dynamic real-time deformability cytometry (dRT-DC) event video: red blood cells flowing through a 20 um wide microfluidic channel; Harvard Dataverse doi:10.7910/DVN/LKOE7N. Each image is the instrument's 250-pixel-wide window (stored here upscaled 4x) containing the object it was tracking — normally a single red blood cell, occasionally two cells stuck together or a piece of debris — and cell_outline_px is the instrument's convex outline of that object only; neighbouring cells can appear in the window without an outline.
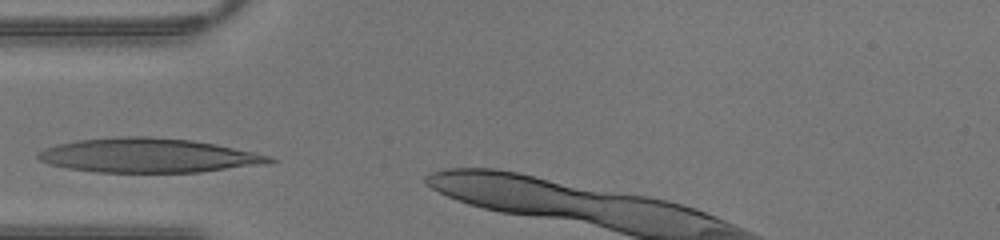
{"species": "human", "species_latin": "Homo sapiens", "temperature_condition": "warm", "stored_images_in_passage": 7, "camera_frame_rate_fps": 3000, "um_per_image_px": 0.085, "donor": {"sex": "male"}, "frame": {"image": 1, "passage_image": 2, "time_ms": 0.333, "image_size_px": [1000, 240], "cell_outline_px": [[280, 160], [268, 164], [200, 172], [96, 172], [68, 168], [52, 164], [40, 160], [36, 156], [36, 152], [44, 148], [56, 144], [76, 140], [116, 136], [148, 136], [192, 140], [216, 144], [252, 152], [268, 156]], "centroid_in_image_um": [12.6, 13.21], "position_along_channel_um": 72.4, "area_um2": 46.36}}
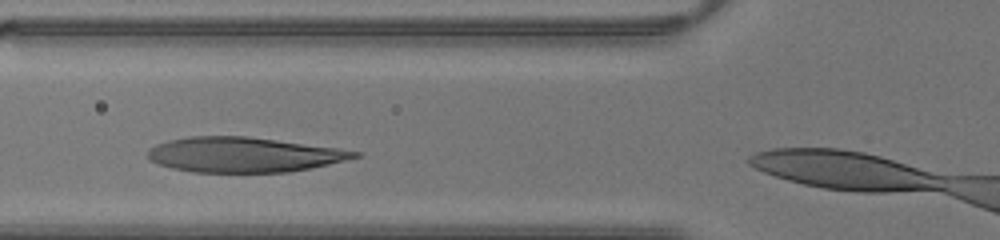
{"frame": {"image": 2, "passage_image": 4, "time_ms": 1.0, "image_size_px": [1000, 240], "cell_outline_px": [[364, 152], [360, 156], [328, 164], [288, 172], [192, 172], [172, 168], [148, 160], [148, 148], [156, 144], [168, 140], [192, 136], [248, 136], [336, 148]], "centroid_in_image_um": [20.67, 13.14], "position_along_channel_um": 105.1, "area_um2": 41.96}}
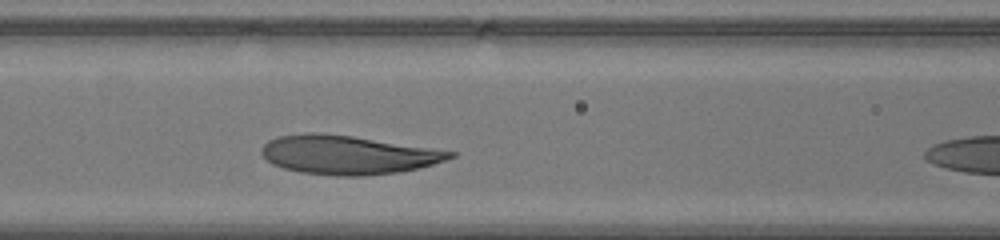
{"frame": {"image": 3, "passage_image": 6, "time_ms": 1.667, "image_size_px": [1000, 240], "cell_outline_px": [[456, 156], [432, 164], [416, 168], [396, 172], [364, 176], [336, 176], [300, 172], [284, 168], [272, 164], [260, 152], [260, 148], [268, 140], [276, 136], [308, 132], [312, 132], [352, 136], [456, 152]], "centroid_in_image_um": [29.49, 13.16], "position_along_channel_um": 137.1, "area_um2": 42.31}}